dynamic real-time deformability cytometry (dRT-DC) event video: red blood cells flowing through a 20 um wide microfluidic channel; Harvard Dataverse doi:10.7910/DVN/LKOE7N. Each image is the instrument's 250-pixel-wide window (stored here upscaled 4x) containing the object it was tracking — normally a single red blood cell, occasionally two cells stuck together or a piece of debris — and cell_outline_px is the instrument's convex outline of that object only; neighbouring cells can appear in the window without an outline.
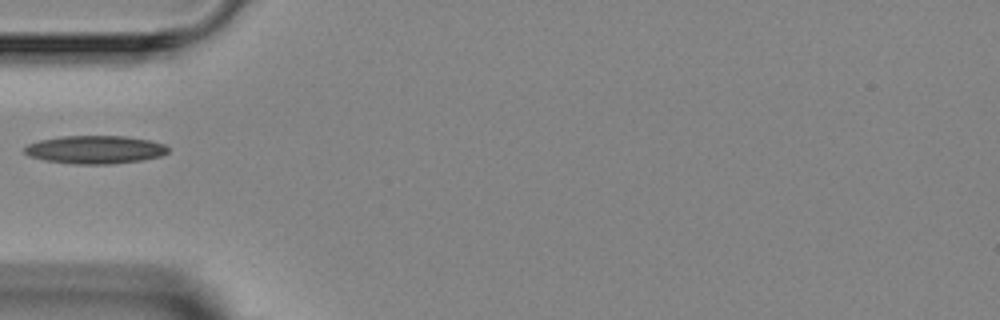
{"species": "Egyptian fruit bat (a non-hibernating species)", "species_latin": "Rousettus aegyptiacus", "temperature_condition": "room temperature", "stored_images_in_passage": 3, "camera_frame_rate_fps": 3000, "um_per_image_px": 0.085, "animal": {"sex": "female"}, "frame": {"image": 1, "passage_image": 2, "time_ms": 1.333, "image_size_px": [1000, 320], "cell_outline_px": [[168, 152], [160, 156], [140, 160], [108, 164], [72, 164], [44, 160], [28, 156], [24, 152], [24, 148], [28, 144], [40, 140], [60, 136], [124, 136], [148, 140], [164, 144], [168, 148]], "centroid_in_image_um": [8.04, 12.72], "position_along_channel_um": 77.0, "area_um2": 23.41}}
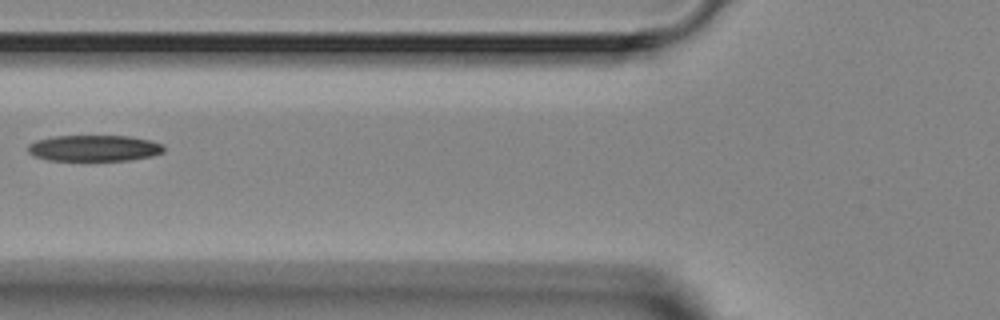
{"frame": {"image": 2, "passage_image": 3, "time_ms": 2.333, "image_size_px": [1000, 320], "cell_outline_px": [[164, 152], [152, 156], [132, 160], [48, 160], [36, 156], [28, 152], [28, 144], [36, 140], [52, 136], [128, 136], [148, 140], [160, 144], [164, 148]], "centroid_in_image_um": [7.98, 12.59], "position_along_channel_um": 117.8, "area_um2": 20.58}}